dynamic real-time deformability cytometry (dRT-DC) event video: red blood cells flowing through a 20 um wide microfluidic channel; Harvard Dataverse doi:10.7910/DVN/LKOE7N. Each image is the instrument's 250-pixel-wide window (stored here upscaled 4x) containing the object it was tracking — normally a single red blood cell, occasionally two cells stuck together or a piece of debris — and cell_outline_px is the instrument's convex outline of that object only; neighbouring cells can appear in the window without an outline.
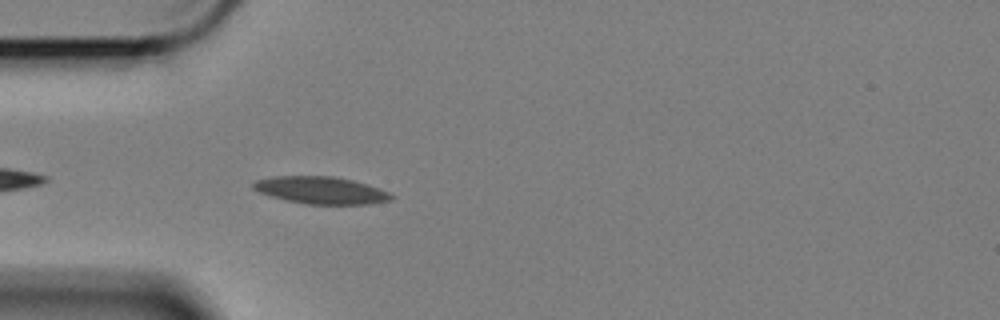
{"species": "Egyptian fruit bat (a non-hibernating species)", "species_latin": "Rousettus aegyptiacus", "temperature_condition": "cold", "stored_images_in_passage": 44, "camera_frame_rate_fps": 3000, "um_per_image_px": 0.085, "animal": {"sex": "female"}, "frame": {"image": 1, "passage_image": 4, "time_ms": 1.0, "image_size_px": [1000, 320], "cell_outline_px": [[392, 200], [368, 204], [308, 204], [288, 200], [272, 196], [260, 192], [252, 188], [252, 184], [256, 180], [276, 176], [332, 176], [352, 180], [388, 192], [392, 196]], "centroid_in_image_um": [27.26, 16.17], "position_along_channel_um": 57.7, "area_um2": 21.44}}
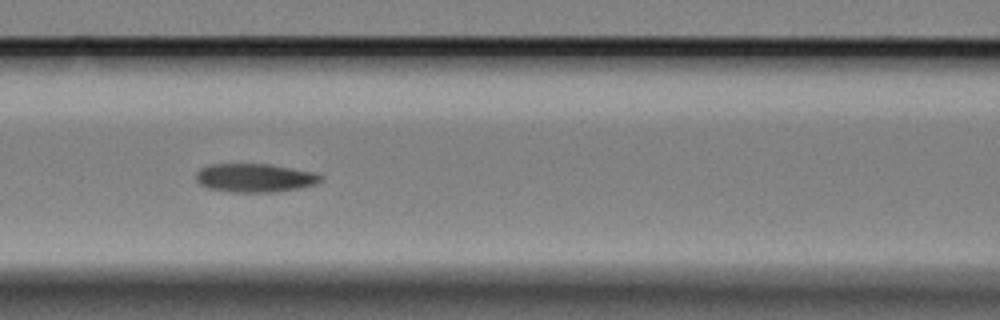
{"frame": {"image": 2, "passage_image": 12, "time_ms": 3.667, "image_size_px": [1000, 320], "cell_outline_px": [[324, 180], [316, 184], [300, 188], [272, 192], [232, 192], [208, 188], [200, 184], [196, 180], [196, 172], [200, 168], [208, 164], [268, 164], [316, 172], [324, 176]], "centroid_in_image_um": [21.69, 15.11], "position_along_channel_um": 144.9, "area_um2": 20.98}}
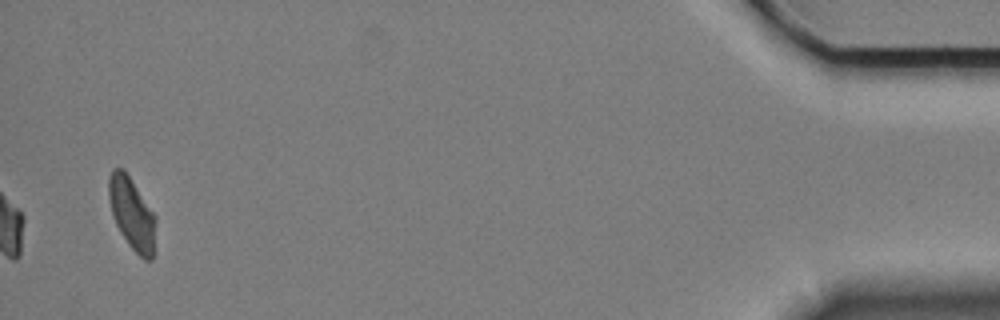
{"frame": {"image": 3, "passage_image": 44, "time_ms": 14.333, "image_size_px": [1000, 320], "cell_outline_px": [[156, 220], [152, 260], [144, 260], [128, 244], [120, 232], [112, 216], [108, 196], [108, 176], [112, 168], [124, 168], [156, 216]], "centroid_in_image_um": [11.19, 18.12], "position_along_channel_um": 424.0, "area_um2": 19.83}, "authors_computed_cell_mechanics": {"area_um2": 20.0855, "velocity_mm_per_s": 3.3979, "shape_relaxation_time_tau1_ms": 6.9908, "shape_relaxation_time_tau2_ms": 9.8403, "deformation_change_tau1": 0.1043, "deformation_change_tau2": 0.1092}}